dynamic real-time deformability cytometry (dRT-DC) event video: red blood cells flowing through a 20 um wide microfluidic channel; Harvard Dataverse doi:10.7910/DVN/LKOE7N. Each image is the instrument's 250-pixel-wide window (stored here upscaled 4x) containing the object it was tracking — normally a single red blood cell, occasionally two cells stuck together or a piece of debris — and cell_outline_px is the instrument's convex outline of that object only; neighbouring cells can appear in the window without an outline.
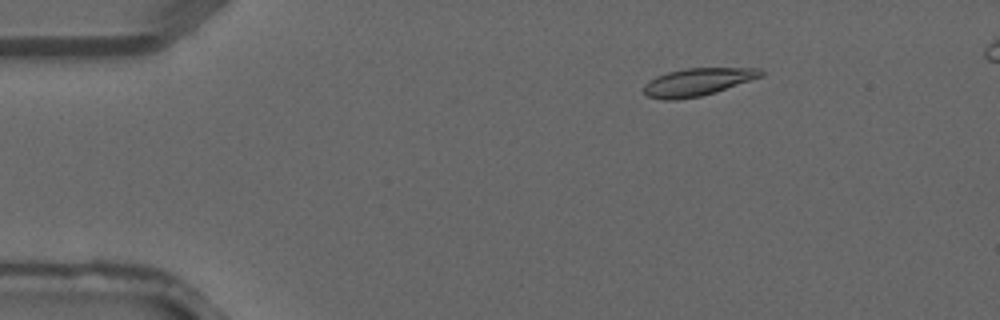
{"species": "common noctule bat (a hibernating species)", "species_latin": "Nyctalus noctula", "temperature_condition": "warm", "stored_images_in_passage": 5, "camera_frame_rate_fps": 3000, "um_per_image_px": 0.085, "animal": {"sex": "male", "forearm_length_mm": 52.5}, "frame": {"image": 1, "passage_image": 3, "time_ms": 0.667, "image_size_px": [1000, 320], "cell_outline_px": [[764, 76], [716, 92], [700, 96], [676, 100], [664, 100], [648, 96], [644, 92], [644, 84], [656, 76], [668, 72], [684, 68], [760, 68], [764, 72]], "centroid_in_image_um": [59.32, 6.96], "position_along_channel_um": 25.7, "area_um2": 18.9}}